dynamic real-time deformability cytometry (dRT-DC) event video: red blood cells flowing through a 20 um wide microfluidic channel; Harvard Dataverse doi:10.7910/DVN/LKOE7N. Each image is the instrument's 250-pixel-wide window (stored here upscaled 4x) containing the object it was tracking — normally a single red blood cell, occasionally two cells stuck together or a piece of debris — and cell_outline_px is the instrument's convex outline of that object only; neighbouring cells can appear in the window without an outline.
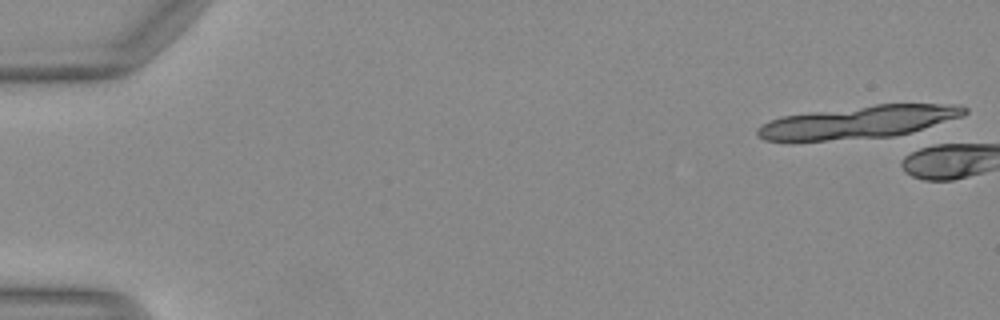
{"species": "Egyptian fruit bat (a non-hibernating species)", "species_latin": "Rousettus aegyptiacus", "temperature_condition": "warm", "stored_images_in_passage": 3, "camera_frame_rate_fps": 3000, "um_per_image_px": 0.085, "animal": {"sex": "female"}, "frame": {"image": 1, "passage_image": 1, "time_ms": 0.0, "image_size_px": [1000, 320], "cell_outline_px": [[968, 112], [964, 116], [912, 132], [892, 136], [824, 140], [764, 140], [756, 132], [756, 128], [772, 120], [784, 116], [812, 112], [876, 104], [940, 104], [968, 108]], "centroid_in_image_um": [73.04, 10.37], "position_along_channel_um": 12.0, "area_um2": 38.49}}